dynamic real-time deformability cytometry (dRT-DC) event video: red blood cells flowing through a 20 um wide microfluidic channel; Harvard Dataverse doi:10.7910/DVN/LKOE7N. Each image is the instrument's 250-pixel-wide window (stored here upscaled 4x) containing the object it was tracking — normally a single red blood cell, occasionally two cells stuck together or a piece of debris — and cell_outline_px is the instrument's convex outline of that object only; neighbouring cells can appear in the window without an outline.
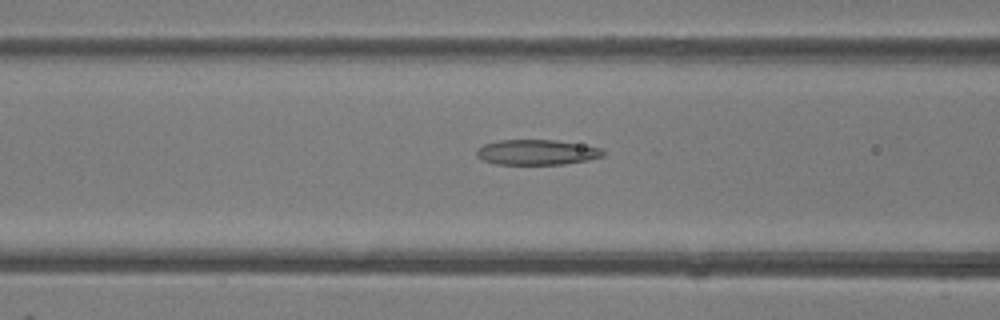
{"species": "common noctule bat (a hibernating species)", "species_latin": "Nyctalus noctula", "temperature_condition": "room temperature", "stored_images_in_passage": 37, "camera_frame_rate_fps": 3000, "um_per_image_px": 0.085, "animal": {"sex": "female"}, "frame": {"image": 1, "passage_image": 8, "time_ms": 2.333, "image_size_px": [1000, 320], "cell_outline_px": [[604, 156], [588, 160], [564, 164], [496, 164], [484, 160], [476, 156], [476, 148], [484, 144], [500, 140], [556, 140], [600, 148], [604, 152]], "centroid_in_image_um": [45.6, 12.94], "position_along_channel_um": 121.0, "area_um2": 18.5}}
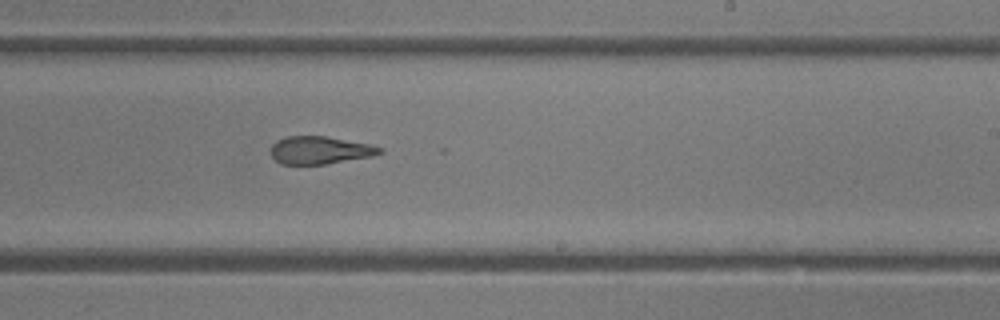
{"frame": {"image": 2, "passage_image": 18, "time_ms": 5.667, "image_size_px": [1000, 320], "cell_outline_px": [[384, 152], [372, 156], [324, 164], [280, 164], [272, 156], [272, 144], [276, 140], [284, 136], [328, 136], [368, 144], [380, 148]], "centroid_in_image_um": [27.16, 12.75], "position_along_channel_um": 261.8, "area_um2": 17.46}}
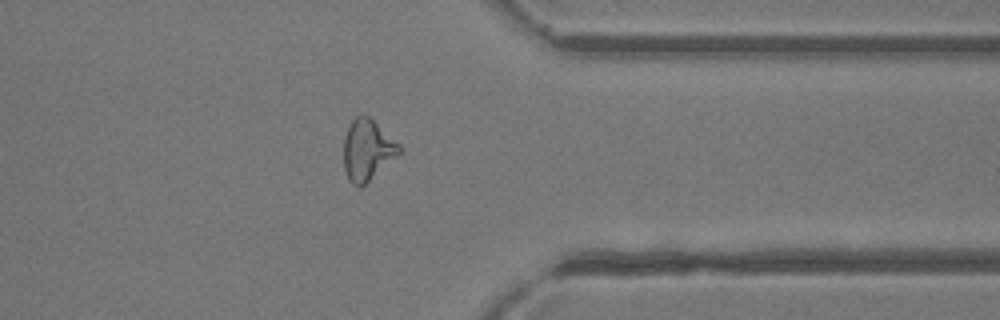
{"frame": {"image": 3, "passage_image": 27, "time_ms": 8.667, "image_size_px": [1000, 320], "cell_outline_px": [[400, 152], [360, 188], [352, 184], [348, 180], [344, 168], [344, 136], [352, 120], [356, 116], [368, 116], [400, 144]], "centroid_in_image_um": [31.19, 12.75], "position_along_channel_um": 380.2, "area_um2": 19.25}, "authors_computed_cell_mechanics": {"area_um2": 19.074, "velocity_mm_per_s": 4.232, "shape_relaxation_time_tau1_ms": null, "shape_relaxation_time_tau2_ms": 2.5636, "deformation_change_tau1": null, "deformation_change_tau2": 0.1234}}